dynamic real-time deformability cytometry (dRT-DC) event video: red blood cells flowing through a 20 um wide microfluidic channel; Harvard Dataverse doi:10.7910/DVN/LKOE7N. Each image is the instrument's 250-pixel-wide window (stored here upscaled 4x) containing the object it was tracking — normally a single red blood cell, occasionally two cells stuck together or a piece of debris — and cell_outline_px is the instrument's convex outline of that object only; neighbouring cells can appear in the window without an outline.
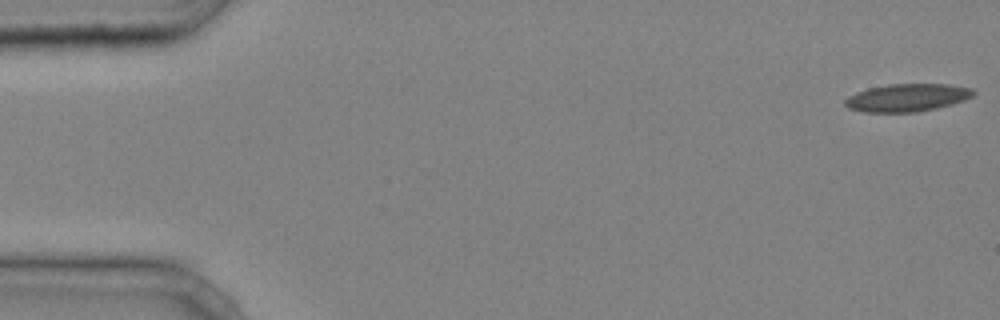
{"species": "common noctule bat (a hibernating species)", "species_latin": "Nyctalus noctula", "temperature_condition": "cold", "stored_images_in_passage": 44, "camera_frame_rate_fps": 3000, "um_per_image_px": 0.085, "animal": {"sex": "male", "body_mass_g": 20.4}, "frame": {"image": 1, "passage_image": 1, "time_ms": 0.0, "image_size_px": [1000, 320], "cell_outline_px": [[976, 92], [972, 96], [964, 100], [952, 104], [936, 108], [916, 112], [864, 112], [848, 108], [844, 104], [844, 100], [848, 96], [856, 92], [868, 88], [888, 84], [948, 84], [972, 88]], "centroid_in_image_um": [77.09, 8.3], "position_along_channel_um": 7.9, "area_um2": 20.81}}
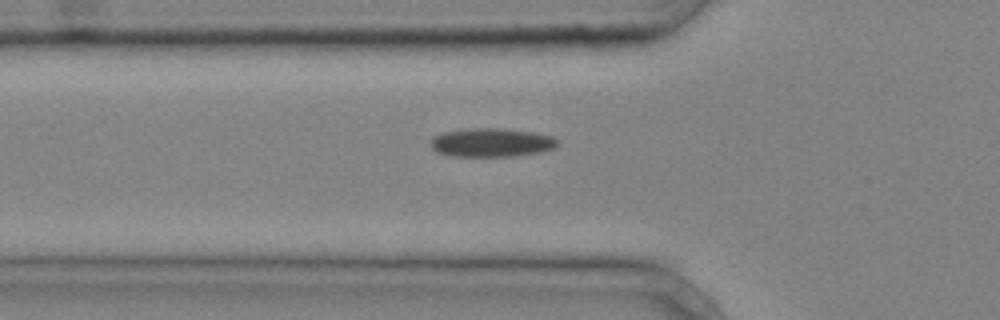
{"frame": {"image": 2, "passage_image": 16, "time_ms": 5.0, "image_size_px": [1000, 320], "cell_outline_px": [[560, 144], [556, 148], [540, 152], [516, 156], [452, 156], [436, 152], [428, 144], [432, 136], [444, 132], [472, 128], [500, 128], [532, 132], [552, 136], [560, 140]], "centroid_in_image_um": [41.79, 12.12], "position_along_channel_um": 84.0, "area_um2": 21.5}}
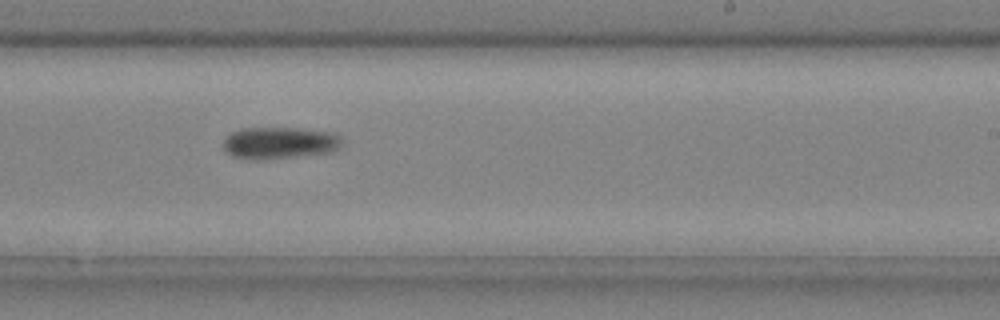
{"frame": {"image": 3, "passage_image": 29, "time_ms": 9.333, "image_size_px": [1000, 320], "cell_outline_px": [[340, 148], [328, 152], [296, 156], [256, 160], [248, 160], [232, 156], [224, 148], [224, 140], [232, 132], [240, 128], [300, 128], [332, 132], [340, 136]], "centroid_in_image_um": [23.73, 12.14], "position_along_channel_um": 265.3, "area_um2": 21.91}}